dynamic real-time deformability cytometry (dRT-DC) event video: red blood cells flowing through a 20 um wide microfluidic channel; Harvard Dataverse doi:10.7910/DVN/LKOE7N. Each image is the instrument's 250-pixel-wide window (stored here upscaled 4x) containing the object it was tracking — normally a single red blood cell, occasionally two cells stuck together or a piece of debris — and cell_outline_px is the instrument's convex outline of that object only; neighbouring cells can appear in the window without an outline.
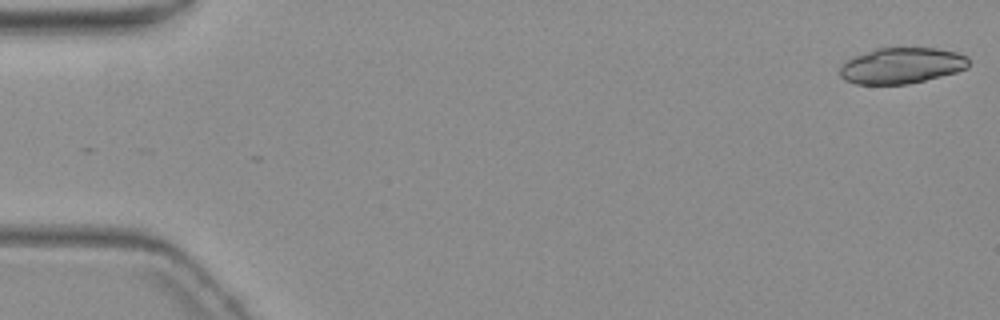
{"species": "common noctule bat (a hibernating species)", "species_latin": "Nyctalus noctula", "temperature_condition": "warm", "stored_images_in_passage": 6, "camera_frame_rate_fps": 3000, "um_per_image_px": 0.085, "animal": {"sex": "female", "body_mass_g": 19.3, "forearm_length_mm": 54.1}, "frame": {"image": 1, "passage_image": 1, "time_ms": 0.0, "image_size_px": [1000, 320], "cell_outline_px": [[968, 68], [956, 72], [908, 84], [856, 84], [844, 80], [840, 76], [840, 68], [848, 60], [856, 56], [876, 48], [936, 48], [956, 52], [968, 56]], "centroid_in_image_um": [76.65, 5.58], "position_along_channel_um": 8.3, "area_um2": 26.76}}